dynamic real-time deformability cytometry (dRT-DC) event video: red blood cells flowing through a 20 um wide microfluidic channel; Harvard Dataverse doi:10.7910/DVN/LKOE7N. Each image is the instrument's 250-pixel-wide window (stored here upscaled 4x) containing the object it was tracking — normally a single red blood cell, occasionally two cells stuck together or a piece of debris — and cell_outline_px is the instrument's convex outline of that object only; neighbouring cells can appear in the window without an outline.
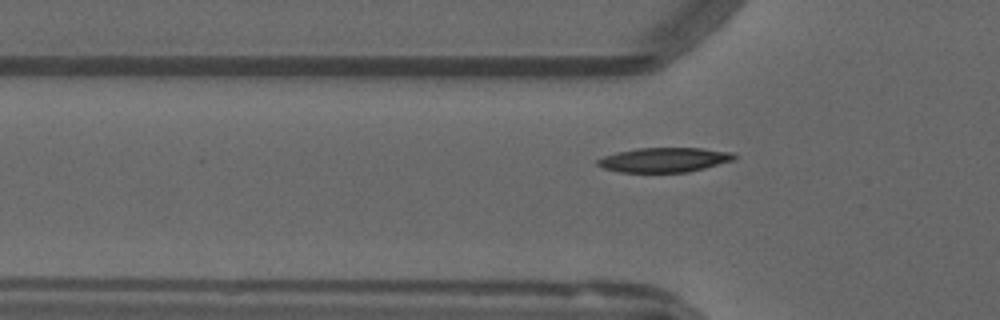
{"species": "common noctule bat (a hibernating species)", "species_latin": "Nyctalus noctula", "temperature_condition": "warm", "stored_images_in_passage": 48, "camera_frame_rate_fps": 3000, "um_per_image_px": 0.085, "animal": {"sex": "male", "forearm_length_mm": 52.5}, "frame": {"image": 1, "passage_image": 11, "time_ms": 3.333, "image_size_px": [1000, 320], "cell_outline_px": [[736, 160], [688, 172], [620, 172], [604, 168], [596, 164], [596, 160], [604, 156], [616, 152], [636, 148], [704, 148], [732, 152], [736, 156]], "centroid_in_image_um": [56.48, 13.58], "position_along_channel_um": 69.3, "area_um2": 19.65}}
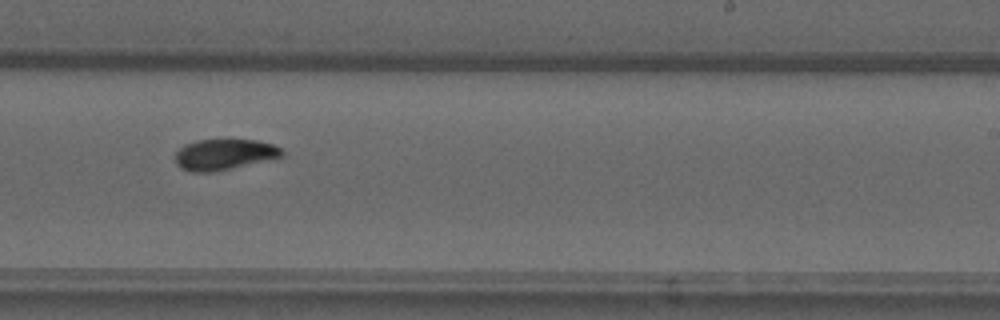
{"frame": {"image": 2, "passage_image": 27, "time_ms": 8.667, "image_size_px": [1000, 320], "cell_outline_px": [[284, 156], [216, 172], [188, 172], [180, 168], [176, 164], [176, 152], [180, 148], [196, 140], [256, 140], [272, 144], [280, 148], [284, 152]], "centroid_in_image_um": [19.05, 13.15], "position_along_channel_um": 270.0, "area_um2": 19.13}}
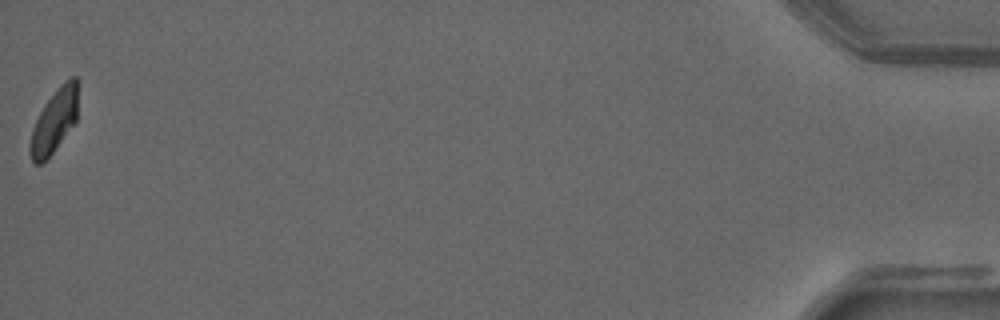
{"frame": {"image": 3, "passage_image": 48, "time_ms": 15.667, "image_size_px": [1000, 320], "cell_outline_px": [[76, 120], [52, 152], [40, 164], [36, 164], [32, 160], [28, 148], [28, 144], [32, 128], [44, 104], [60, 84], [64, 80], [72, 76], [76, 76]], "centroid_in_image_um": [4.56, 10.28], "position_along_channel_um": 430.6, "area_um2": 17.22}, "authors_computed_cell_mechanics": {"area_um2": 18.9295, "velocity_mm_per_s": 3.7558, "shape_relaxation_time_tau1_ms": 8.435, "shape_relaxation_time_tau2_ms": 3.0015, "deformation_change_tau1": 0.1999, "deformation_change_tau2": 0.0552}}